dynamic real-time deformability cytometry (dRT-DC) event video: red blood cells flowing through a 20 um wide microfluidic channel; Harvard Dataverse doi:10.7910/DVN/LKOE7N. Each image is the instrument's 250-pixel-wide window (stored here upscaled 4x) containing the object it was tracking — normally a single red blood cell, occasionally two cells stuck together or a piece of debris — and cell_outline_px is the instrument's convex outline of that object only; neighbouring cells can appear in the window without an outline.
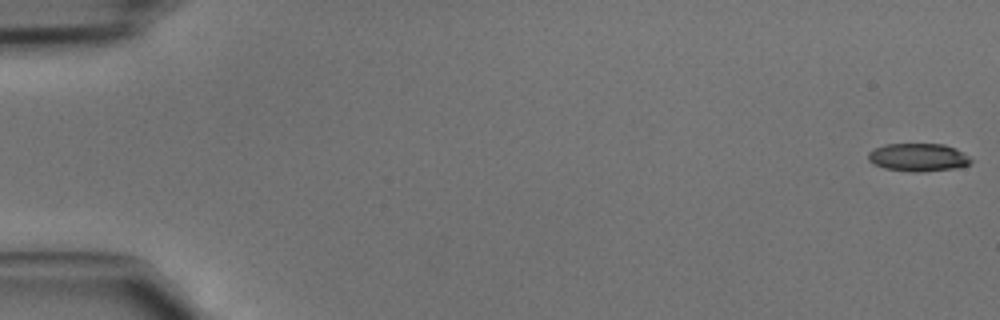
{"species": "common noctule bat (a hibernating species)", "species_latin": "Nyctalus noctula", "temperature_condition": "cold", "stored_images_in_passage": 46, "camera_frame_rate_fps": 3000, "um_per_image_px": 0.085, "animal": {"sex": "male", "body_mass_g": 15.6}, "frame": {"image": 1, "passage_image": 1, "time_ms": 0.0, "image_size_px": [1000, 320], "cell_outline_px": [[972, 160], [968, 164], [952, 168], [884, 168], [868, 160], [868, 152], [884, 144], [944, 144], [956, 148], [968, 156]], "centroid_in_image_um": [78.03, 13.29], "position_along_channel_um": 7.0, "area_um2": 15.43}}
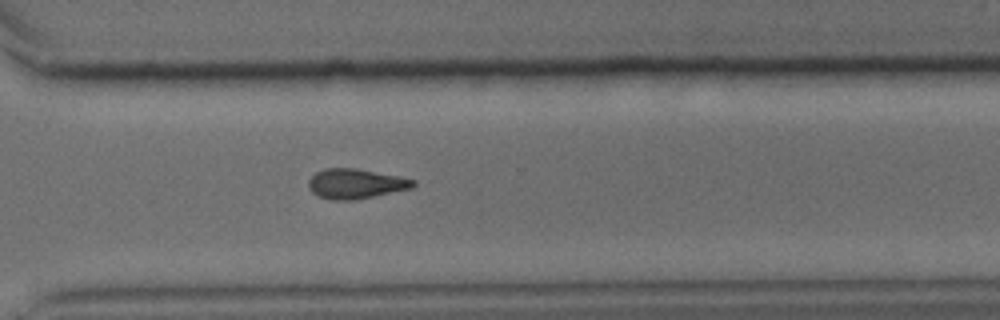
{"frame": {"image": 2, "passage_image": 34, "time_ms": 11.0, "image_size_px": [1000, 320], "cell_outline_px": [[416, 184], [412, 188], [352, 200], [332, 200], [320, 196], [312, 192], [308, 188], [308, 180], [316, 172], [324, 168], [356, 168], [400, 176], [416, 180]], "centroid_in_image_um": [30.22, 15.6], "position_along_channel_um": 340.4, "area_um2": 18.15}}
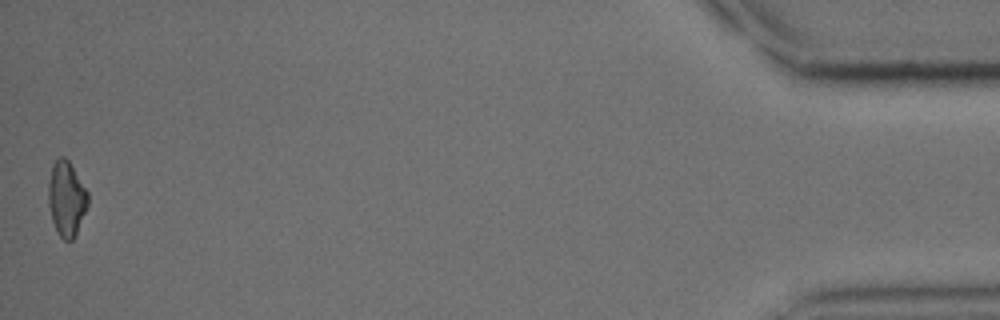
{"frame": {"image": 3, "passage_image": 46, "time_ms": 15.0, "image_size_px": [1000, 320], "cell_outline_px": [[88, 204], [76, 232], [72, 240], [64, 240], [56, 232], [52, 220], [48, 204], [48, 184], [52, 164], [60, 156], [64, 156], [68, 160], [88, 192]], "centroid_in_image_um": [5.63, 16.87], "position_along_channel_um": 429.6, "area_um2": 17.11}}